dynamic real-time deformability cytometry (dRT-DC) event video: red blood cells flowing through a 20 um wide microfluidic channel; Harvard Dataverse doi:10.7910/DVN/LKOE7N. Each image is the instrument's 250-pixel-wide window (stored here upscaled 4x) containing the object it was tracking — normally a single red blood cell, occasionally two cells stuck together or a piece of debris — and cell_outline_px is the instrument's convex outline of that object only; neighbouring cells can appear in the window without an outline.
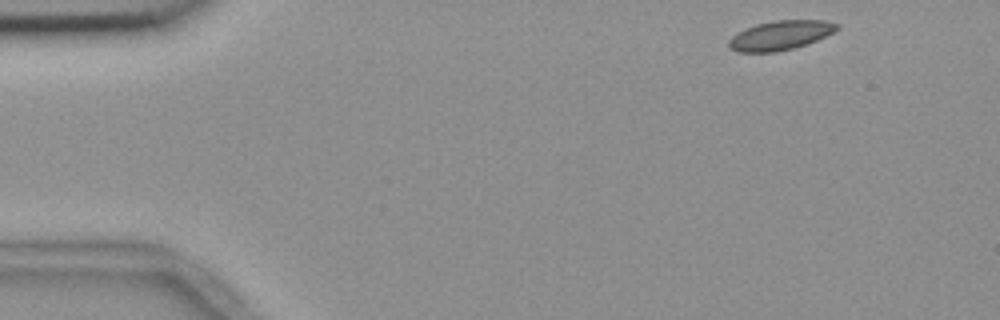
{"species": "common noctule bat (a hibernating species)", "species_latin": "Nyctalus noctula", "temperature_condition": "room temperature", "stored_images_in_passage": 50, "camera_frame_rate_fps": 3000, "um_per_image_px": 0.085, "animal": {"sex": "female", "body_mass_g": 18.4}, "frame": {"image": 1, "passage_image": 1, "time_ms": 0.0, "image_size_px": [1000, 320], "cell_outline_px": [[840, 28], [816, 40], [792, 48], [776, 52], [736, 52], [728, 44], [728, 40], [736, 32], [756, 24], [776, 20], [824, 20], [840, 24]], "centroid_in_image_um": [66.31, 2.99], "position_along_channel_um": 18.7, "area_um2": 18.32}}
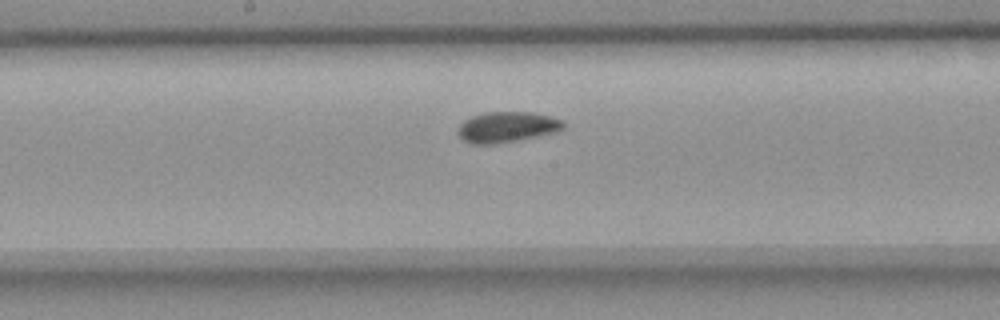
{"frame": {"image": 2, "passage_image": 24, "time_ms": 7.667, "image_size_px": [1000, 320], "cell_outline_px": [[564, 128], [556, 132], [520, 140], [496, 144], [472, 144], [464, 140], [456, 132], [460, 124], [464, 120], [472, 116], [484, 112], [532, 112], [564, 120]], "centroid_in_image_um": [43.09, 10.8], "position_along_channel_um": 205.1, "area_um2": 18.96}}
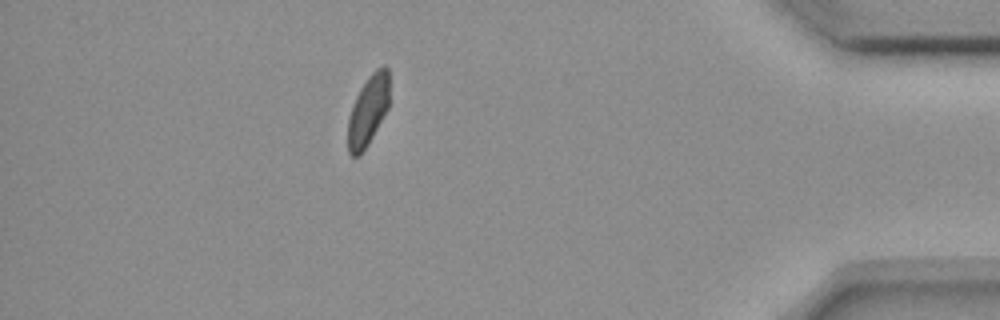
{"frame": {"image": 3, "passage_image": 44, "time_ms": 14.333, "image_size_px": [1000, 320], "cell_outline_px": [[388, 108], [368, 144], [360, 156], [352, 156], [348, 152], [348, 116], [352, 104], [360, 88], [368, 76], [376, 68], [384, 64], [388, 68]], "centroid_in_image_um": [31.27, 9.38], "position_along_channel_um": 403.9, "area_um2": 16.99}, "authors_computed_cell_mechanics": {"area_um2": 18.4093, "velocity_mm_per_s": 3.6637, "shape_relaxation_time_tau1_ms": 6.6525, "shape_relaxation_time_tau2_ms": 2.0465, "deformation_change_tau1": 0.0842, "deformation_change_tau2": 0.0364}}